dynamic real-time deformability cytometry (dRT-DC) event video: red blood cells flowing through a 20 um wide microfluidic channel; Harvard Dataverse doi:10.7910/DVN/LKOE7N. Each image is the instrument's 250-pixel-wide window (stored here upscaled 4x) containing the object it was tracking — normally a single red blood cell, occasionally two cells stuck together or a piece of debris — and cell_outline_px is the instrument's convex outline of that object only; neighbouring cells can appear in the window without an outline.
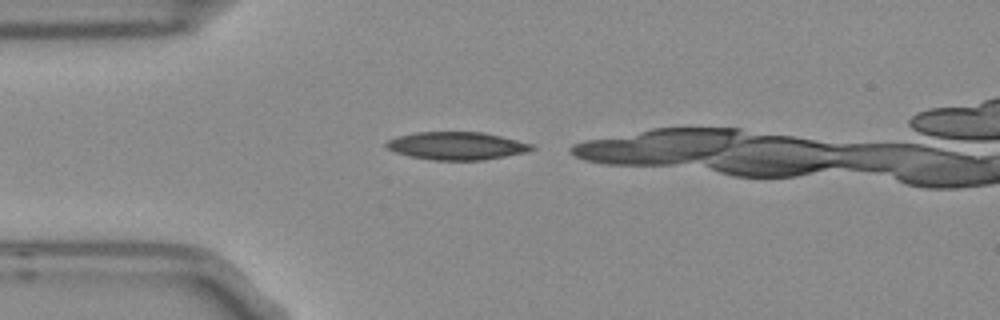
{"species": "Egyptian fruit bat (a non-hibernating species)", "species_latin": "Rousettus aegyptiacus", "temperature_condition": "room temperature", "stored_images_in_passage": 1, "camera_frame_rate_fps": 3000, "um_per_image_px": 0.085, "frame": {"image": 1, "passage_image": 1, "time_ms": 0.0, "image_size_px": [1000, 320], "cell_outline_px": [[536, 148], [528, 152], [484, 160], [432, 160], [408, 156], [396, 152], [388, 148], [384, 144], [388, 140], [396, 136], [416, 132], [484, 132], [536, 144]], "centroid_in_image_um": [38.87, 12.39], "position_along_channel_um": 46.1, "area_um2": 23.87}}